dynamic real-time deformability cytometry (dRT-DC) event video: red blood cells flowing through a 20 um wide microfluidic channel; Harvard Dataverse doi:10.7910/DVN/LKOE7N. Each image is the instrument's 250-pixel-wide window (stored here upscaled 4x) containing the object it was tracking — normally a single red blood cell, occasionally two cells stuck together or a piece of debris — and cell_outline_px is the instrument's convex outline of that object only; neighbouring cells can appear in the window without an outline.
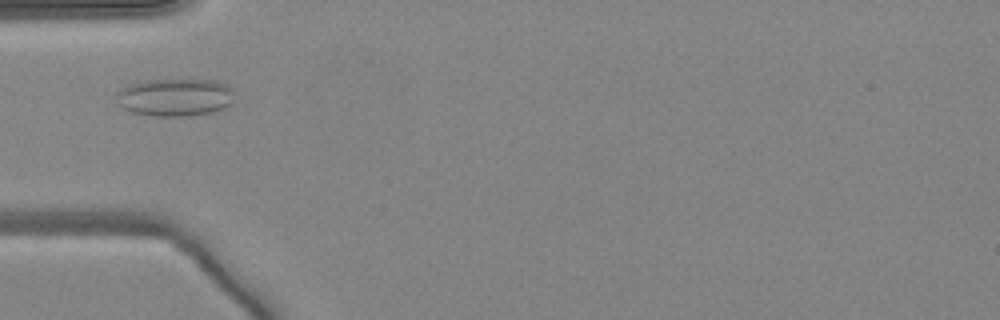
{"species": "common noctule bat (a hibernating species)", "species_latin": "Nyctalus noctula", "temperature_condition": "warm", "stored_images_in_passage": 46, "camera_frame_rate_fps": 3000, "um_per_image_px": 0.085, "animal": {"sex": "female", "body_mass_g": 24.6, "forearm_length_mm": 56.2}, "frame": {"image": 1, "passage_image": 13, "time_ms": 4.0, "image_size_px": [1000, 320], "cell_outline_px": [[232, 104], [224, 108], [212, 112], [188, 116], [152, 116], [132, 112], [124, 108], [120, 104], [116, 96], [120, 88], [128, 84], [144, 80], [212, 80], [224, 84], [232, 88]], "centroid_in_image_um": [14.86, 8.27], "position_along_channel_um": 70.1, "area_um2": 25.89}}
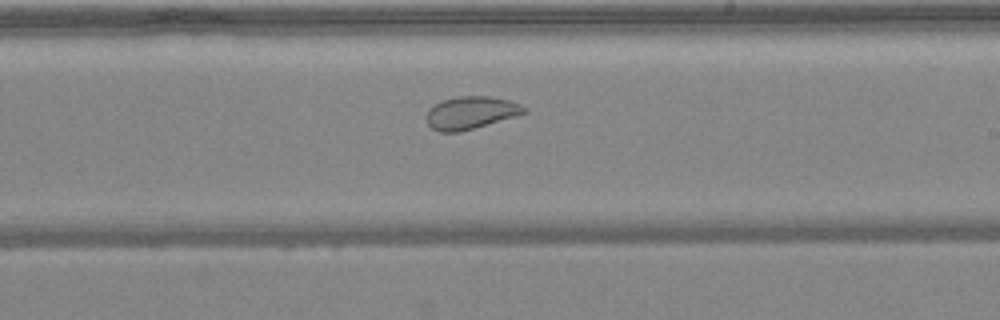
{"frame": {"image": 2, "passage_image": 26, "time_ms": 8.333, "image_size_px": [1000, 320], "cell_outline_px": [[528, 112], [516, 116], [460, 132], [440, 132], [432, 128], [428, 124], [428, 112], [436, 104], [444, 100], [456, 96], [492, 96], [508, 100], [520, 104]], "centroid_in_image_um": [40.05, 9.58], "position_along_channel_um": 248.9, "area_um2": 18.26}}
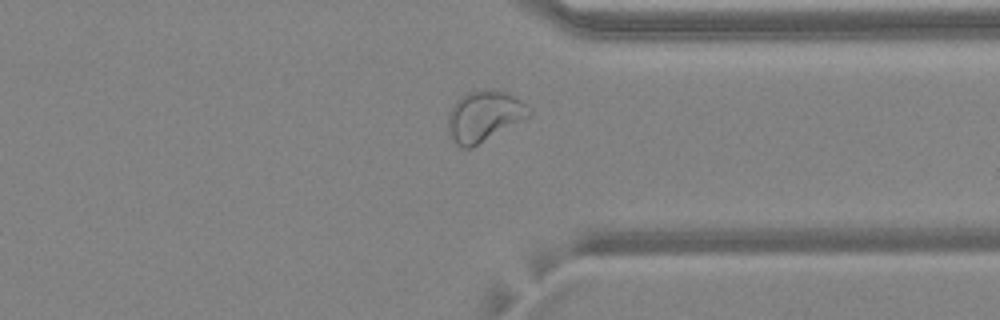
{"frame": {"image": 3, "passage_image": 35, "time_ms": 11.333, "image_size_px": [1000, 320], "cell_outline_px": [[532, 112], [528, 116], [472, 148], [464, 148], [456, 144], [448, 136], [448, 112], [452, 104], [456, 100], [468, 92], [484, 88], [508, 92], [528, 104]], "centroid_in_image_um": [41.12, 9.85], "position_along_channel_um": 370.3, "area_um2": 24.1}, "authors_computed_cell_mechanics": {"area_um2": 25.2008, "velocity_mm_per_s": 4.1043, "shape_relaxation_time_tau1_ms": null, "shape_relaxation_time_tau2_ms": 1.4709, "deformation_change_tau1": null, "deformation_change_tau2": 0.0575}}